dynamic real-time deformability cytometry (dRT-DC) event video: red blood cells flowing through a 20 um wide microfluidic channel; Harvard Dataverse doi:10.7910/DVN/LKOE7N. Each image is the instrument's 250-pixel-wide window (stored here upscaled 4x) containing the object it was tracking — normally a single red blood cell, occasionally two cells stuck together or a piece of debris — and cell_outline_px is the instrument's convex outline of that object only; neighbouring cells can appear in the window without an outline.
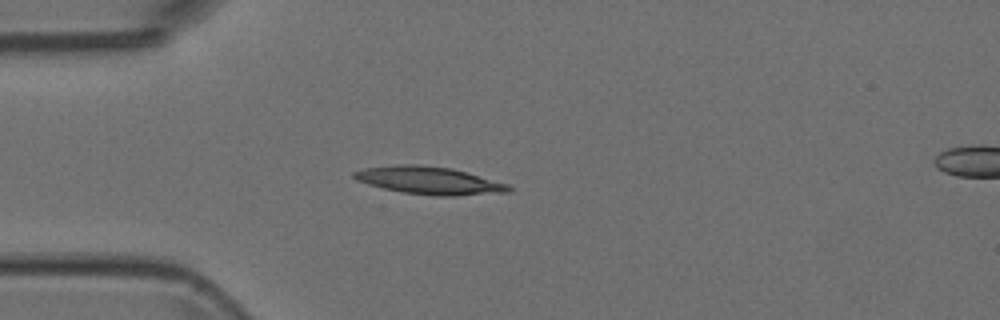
{"species": "Egyptian fruit bat (a non-hibernating species)", "species_latin": "Rousettus aegyptiacus", "temperature_condition": "room temperature", "stored_images_in_passage": 2, "segment_of_instrument_passage": [1, 2], "camera_frame_rate_fps": 3000, "um_per_image_px": 0.085, "animal": {"sex": "female"}, "frame": {"image": 1, "passage_image": 1, "time_ms": 0.0, "image_size_px": [1000, 320], "cell_outline_px": [[512, 192], [456, 196], [436, 196], [404, 192], [384, 188], [368, 184], [356, 180], [352, 176], [352, 172], [364, 168], [396, 164], [420, 164], [452, 168], [508, 184], [512, 188]], "centroid_in_image_um": [36.49, 15.34], "position_along_channel_um": 48.5, "area_um2": 25.03}}